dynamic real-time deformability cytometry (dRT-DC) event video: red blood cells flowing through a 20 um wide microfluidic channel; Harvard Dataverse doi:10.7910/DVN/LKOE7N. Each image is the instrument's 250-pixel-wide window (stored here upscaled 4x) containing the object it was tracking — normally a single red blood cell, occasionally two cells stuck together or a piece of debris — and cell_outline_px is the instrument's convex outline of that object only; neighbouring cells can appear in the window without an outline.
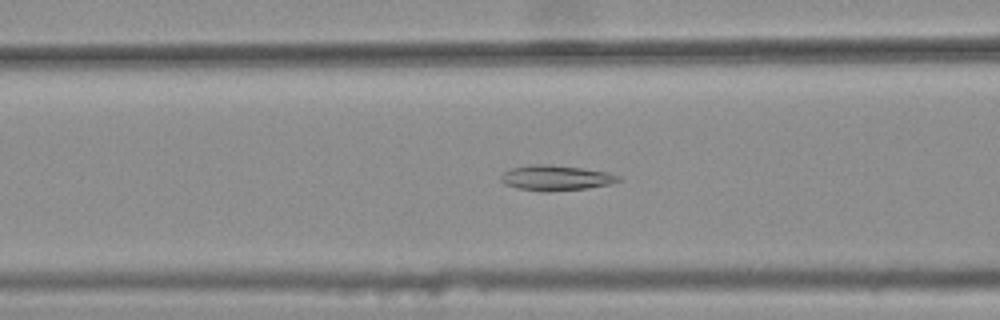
{"species": "common noctule bat (a hibernating species)", "species_latin": "Nyctalus noctula", "temperature_condition": "warm", "stored_images_in_passage": 36, "camera_frame_rate_fps": 3000, "um_per_image_px": 0.085, "animal": {"sex": "female", "body_mass_g": 25.1}, "frame": {"image": 1, "passage_image": 12, "time_ms": 3.667, "image_size_px": [1000, 320], "cell_outline_px": [[620, 180], [608, 184], [588, 188], [544, 192], [520, 188], [504, 184], [500, 180], [500, 176], [504, 172], [512, 168], [532, 164], [548, 164], [580, 168], [608, 172], [620, 176]], "centroid_in_image_um": [47.23, 15.12], "position_along_channel_um": 119.4, "area_um2": 17.11}}
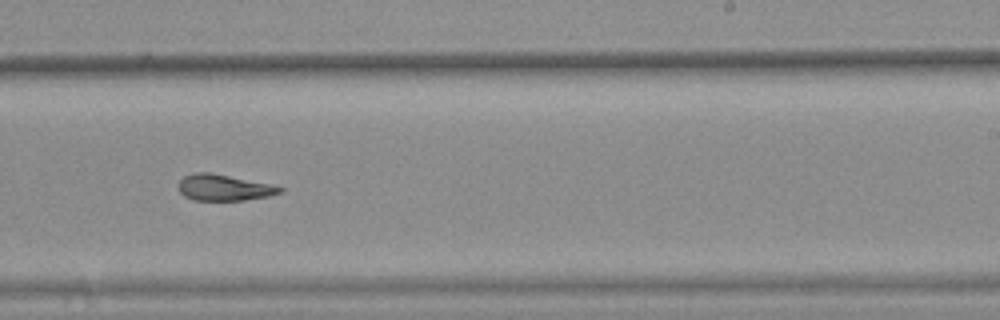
{"frame": {"image": 2, "passage_image": 24, "time_ms": 7.667, "image_size_px": [1000, 320], "cell_outline_px": [[284, 188], [280, 192], [268, 196], [244, 200], [192, 200], [184, 196], [180, 192], [180, 180], [184, 176], [192, 172], [212, 172], [272, 184]], "centroid_in_image_um": [19.02, 15.93], "position_along_channel_um": 270.0, "area_um2": 15.49}}
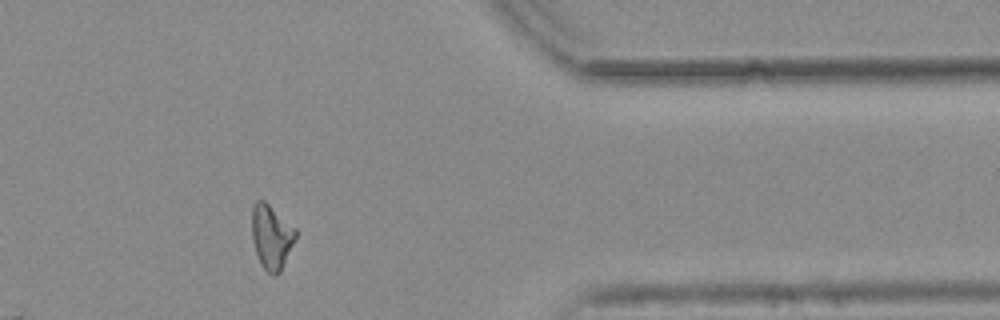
{"frame": {"image": 3, "passage_image": 35, "time_ms": 11.333, "image_size_px": [1000, 320], "cell_outline_px": [[296, 236], [280, 272], [276, 276], [272, 276], [260, 264], [252, 240], [252, 208], [256, 200], [264, 200], [296, 228]], "centroid_in_image_um": [23.06, 20.13], "position_along_channel_um": 388.3, "area_um2": 16.3}, "authors_computed_cell_mechanics": {"area_um2": 16.2418, "velocity_mm_per_s": 3.7711, "shape_relaxation_time_tau1_ms": null, "shape_relaxation_time_tau2_ms": 4.0185, "deformation_change_tau1": null, "deformation_change_tau2": 0.1066}}